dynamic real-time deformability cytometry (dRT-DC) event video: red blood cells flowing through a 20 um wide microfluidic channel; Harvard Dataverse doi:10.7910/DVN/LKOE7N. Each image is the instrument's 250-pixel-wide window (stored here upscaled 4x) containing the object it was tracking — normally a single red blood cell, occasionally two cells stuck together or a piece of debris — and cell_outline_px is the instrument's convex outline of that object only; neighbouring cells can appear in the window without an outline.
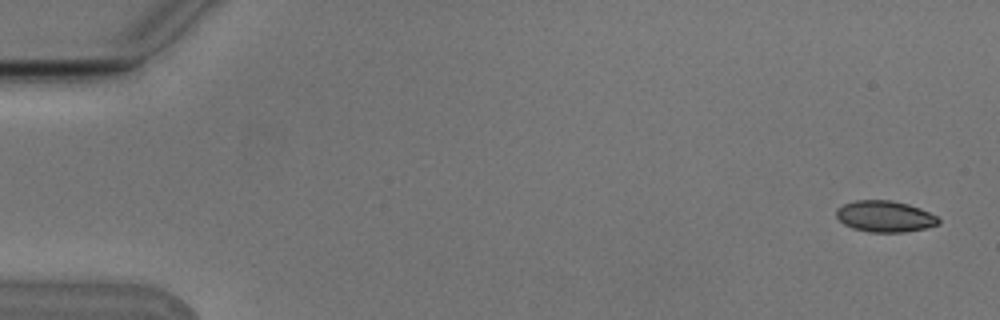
{"species": "Egyptian fruit bat (a non-hibernating species)", "species_latin": "Rousettus aegyptiacus", "temperature_condition": "cold", "stored_images_in_passage": 4, "camera_frame_rate_fps": 3000, "um_per_image_px": 0.085, "animal": {"sex": "male"}, "frame": {"image": 1, "passage_image": 1, "time_ms": 0.0, "image_size_px": [1000, 320], "cell_outline_px": [[940, 224], [924, 228], [904, 232], [868, 232], [852, 228], [844, 224], [836, 216], [836, 208], [844, 204], [856, 200], [892, 200], [908, 204], [920, 208], [936, 216], [940, 220]], "centroid_in_image_um": [75.2, 18.39], "position_along_channel_um": 9.8, "area_um2": 18.61}}
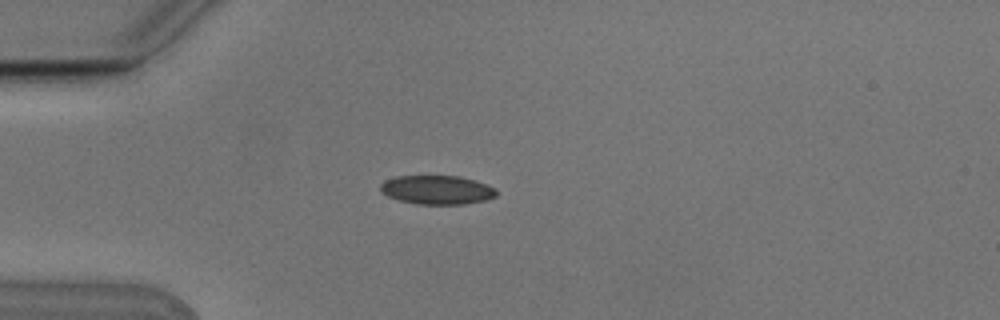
{"frame": {"image": 2, "passage_image": 4, "time_ms": 1.0, "image_size_px": [1000, 320], "cell_outline_px": [[496, 196], [484, 200], [464, 204], [420, 204], [400, 200], [388, 196], [380, 188], [380, 184], [384, 180], [396, 176], [460, 176], [496, 188]], "centroid_in_image_um": [37.13, 16.13], "position_along_channel_um": 47.9, "area_um2": 19.25}}